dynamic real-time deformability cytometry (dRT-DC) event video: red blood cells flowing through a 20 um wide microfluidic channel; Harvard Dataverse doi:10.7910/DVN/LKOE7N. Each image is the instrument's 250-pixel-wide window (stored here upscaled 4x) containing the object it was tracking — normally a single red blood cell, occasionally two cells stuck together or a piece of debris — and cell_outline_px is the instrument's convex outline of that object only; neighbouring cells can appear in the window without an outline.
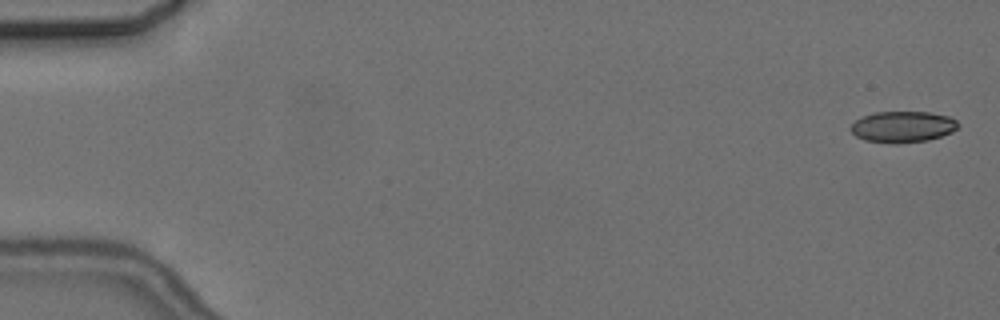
{"species": "common noctule bat (a hibernating species)", "species_latin": "Nyctalus noctula", "temperature_condition": "cold", "stored_images_in_passage": 4, "camera_frame_rate_fps": 3000, "um_per_image_px": 0.085, "animal": {"sex": "female", "body_mass_g": 24.6, "forearm_length_mm": 56.2}, "frame": {"image": 1, "passage_image": 1, "time_ms": 0.0, "image_size_px": [1000, 320], "cell_outline_px": [[960, 124], [952, 132], [928, 140], [896, 144], [892, 144], [864, 140], [856, 136], [848, 128], [856, 120], [864, 116], [876, 112], [928, 112], [948, 116], [956, 120]], "centroid_in_image_um": [76.72, 10.79], "position_along_channel_um": 8.3, "area_um2": 19.54}}